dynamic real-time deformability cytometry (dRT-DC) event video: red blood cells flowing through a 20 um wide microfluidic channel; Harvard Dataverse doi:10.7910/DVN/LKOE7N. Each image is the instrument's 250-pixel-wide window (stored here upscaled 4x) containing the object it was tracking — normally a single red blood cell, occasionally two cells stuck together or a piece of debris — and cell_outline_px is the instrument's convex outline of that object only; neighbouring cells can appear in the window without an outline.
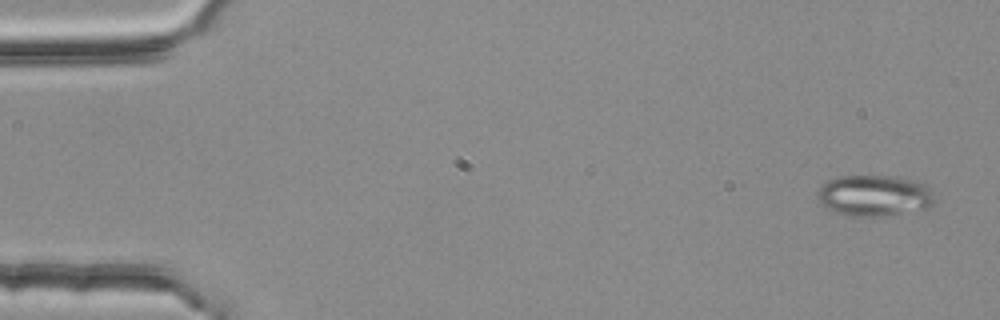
{"species": "common noctule bat (a hibernating species)", "species_latin": "Nyctalus noctula", "temperature_condition": "room temperature", "stored_images_in_passage": 4, "camera_frame_rate_fps": 3000, "um_per_image_px": 0.085, "animal": {"sex": "female", "body_mass_g": 25.1}, "frame": {"image": 1, "passage_image": 1, "time_ms": 0.0, "image_size_px": [1000, 320], "cell_outline_px": [[936, 204], [928, 208], [884, 216], [852, 216], [836, 212], [828, 208], [820, 200], [816, 192], [820, 184], [836, 176], [892, 176], [916, 180], [928, 184], [936, 200]], "centroid_in_image_um": [74.37, 16.61], "position_along_channel_um": 10.6, "area_um2": 28.38}}
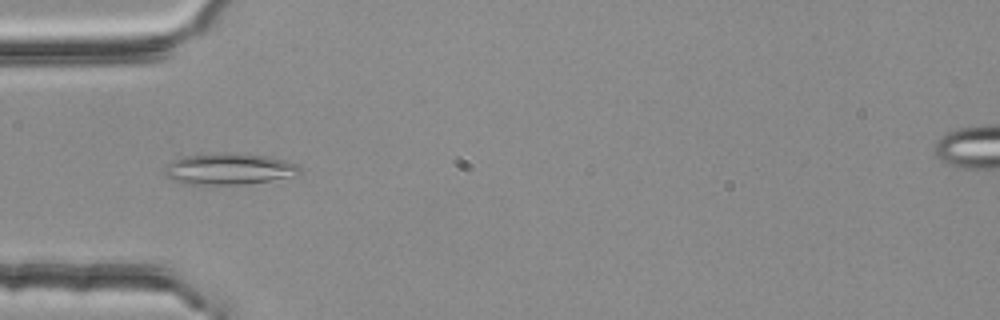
{"frame": {"image": 2, "passage_image": 3, "time_ms": 0.667, "image_size_px": [1000, 320], "cell_outline_px": [[300, 172], [268, 180], [240, 184], [184, 184], [172, 180], [164, 172], [164, 168], [172, 160], [184, 156], [220, 152], [228, 152], [268, 156], [284, 160], [296, 164], [300, 168]], "centroid_in_image_um": [19.36, 14.34], "position_along_channel_um": 65.6, "area_um2": 24.28}}